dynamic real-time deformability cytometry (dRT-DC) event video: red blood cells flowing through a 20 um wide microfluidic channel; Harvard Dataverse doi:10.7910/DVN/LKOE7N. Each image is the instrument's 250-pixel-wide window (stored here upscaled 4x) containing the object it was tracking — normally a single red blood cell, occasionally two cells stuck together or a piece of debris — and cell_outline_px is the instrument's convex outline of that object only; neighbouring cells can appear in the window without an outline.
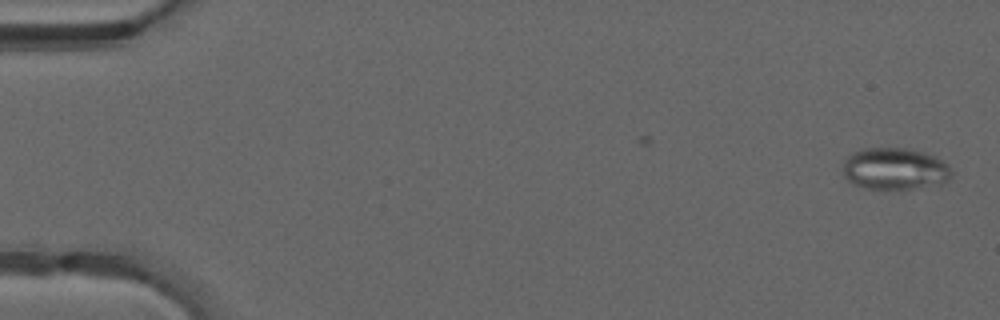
{"species": "common noctule bat (a hibernating species)", "species_latin": "Nyctalus noctula", "temperature_condition": "warm", "stored_images_in_passage": 17, "camera_frame_rate_fps": 3000, "um_per_image_px": 0.085, "animal": {"sex": "male", "forearm_length_mm": 52.5}, "frame": {"image": 1, "passage_image": 1, "time_ms": 0.0, "image_size_px": [1000, 320], "cell_outline_px": [[952, 172], [948, 180], [944, 184], [912, 188], [864, 188], [852, 184], [844, 176], [844, 160], [852, 152], [860, 148], [908, 148], [924, 152], [936, 156], [948, 164]], "centroid_in_image_um": [76.07, 14.33], "position_along_channel_um": 8.9, "area_um2": 26.65}}